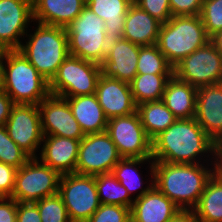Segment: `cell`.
Instances as JSON below:
<instances>
[{
    "label": "cell",
    "mask_w": 222,
    "mask_h": 222,
    "mask_svg": "<svg viewBox=\"0 0 222 222\" xmlns=\"http://www.w3.org/2000/svg\"><path fill=\"white\" fill-rule=\"evenodd\" d=\"M211 153L217 159L218 145L195 118L177 119L152 140V160L173 164H200L199 154ZM213 152V153H212Z\"/></svg>",
    "instance_id": "6da1fadb"
},
{
    "label": "cell",
    "mask_w": 222,
    "mask_h": 222,
    "mask_svg": "<svg viewBox=\"0 0 222 222\" xmlns=\"http://www.w3.org/2000/svg\"><path fill=\"white\" fill-rule=\"evenodd\" d=\"M154 186L181 210H193L198 204L208 180L217 171L199 164H173L151 160ZM213 171V172H212Z\"/></svg>",
    "instance_id": "7a4b0ae2"
},
{
    "label": "cell",
    "mask_w": 222,
    "mask_h": 222,
    "mask_svg": "<svg viewBox=\"0 0 222 222\" xmlns=\"http://www.w3.org/2000/svg\"><path fill=\"white\" fill-rule=\"evenodd\" d=\"M6 60L7 68L3 61ZM4 92L14 104L38 105L50 95L49 81L18 50L1 51Z\"/></svg>",
    "instance_id": "3957f363"
},
{
    "label": "cell",
    "mask_w": 222,
    "mask_h": 222,
    "mask_svg": "<svg viewBox=\"0 0 222 222\" xmlns=\"http://www.w3.org/2000/svg\"><path fill=\"white\" fill-rule=\"evenodd\" d=\"M29 37L26 45L21 44L18 51L50 82L69 55L66 28L38 23L34 34Z\"/></svg>",
    "instance_id": "277c9868"
},
{
    "label": "cell",
    "mask_w": 222,
    "mask_h": 222,
    "mask_svg": "<svg viewBox=\"0 0 222 222\" xmlns=\"http://www.w3.org/2000/svg\"><path fill=\"white\" fill-rule=\"evenodd\" d=\"M209 41L200 15L172 16L161 24L156 45L174 67Z\"/></svg>",
    "instance_id": "5b68a950"
},
{
    "label": "cell",
    "mask_w": 222,
    "mask_h": 222,
    "mask_svg": "<svg viewBox=\"0 0 222 222\" xmlns=\"http://www.w3.org/2000/svg\"><path fill=\"white\" fill-rule=\"evenodd\" d=\"M66 28L69 55L101 64L109 43L104 20L85 6Z\"/></svg>",
    "instance_id": "8992f818"
},
{
    "label": "cell",
    "mask_w": 222,
    "mask_h": 222,
    "mask_svg": "<svg viewBox=\"0 0 222 222\" xmlns=\"http://www.w3.org/2000/svg\"><path fill=\"white\" fill-rule=\"evenodd\" d=\"M100 76V64L68 55L49 82L50 94L62 98L95 94Z\"/></svg>",
    "instance_id": "52a82bcc"
},
{
    "label": "cell",
    "mask_w": 222,
    "mask_h": 222,
    "mask_svg": "<svg viewBox=\"0 0 222 222\" xmlns=\"http://www.w3.org/2000/svg\"><path fill=\"white\" fill-rule=\"evenodd\" d=\"M31 157L17 169L11 198L17 202H37L58 193L61 175L48 165Z\"/></svg>",
    "instance_id": "ba28073f"
},
{
    "label": "cell",
    "mask_w": 222,
    "mask_h": 222,
    "mask_svg": "<svg viewBox=\"0 0 222 222\" xmlns=\"http://www.w3.org/2000/svg\"><path fill=\"white\" fill-rule=\"evenodd\" d=\"M58 194L71 222H87L100 206L94 175H61Z\"/></svg>",
    "instance_id": "9c48e42d"
},
{
    "label": "cell",
    "mask_w": 222,
    "mask_h": 222,
    "mask_svg": "<svg viewBox=\"0 0 222 222\" xmlns=\"http://www.w3.org/2000/svg\"><path fill=\"white\" fill-rule=\"evenodd\" d=\"M173 75L194 87L222 82V54L209 41L173 67Z\"/></svg>",
    "instance_id": "30bf717a"
},
{
    "label": "cell",
    "mask_w": 222,
    "mask_h": 222,
    "mask_svg": "<svg viewBox=\"0 0 222 222\" xmlns=\"http://www.w3.org/2000/svg\"><path fill=\"white\" fill-rule=\"evenodd\" d=\"M106 132L122 158L152 159V140L146 134L137 111L108 119Z\"/></svg>",
    "instance_id": "8fae6325"
},
{
    "label": "cell",
    "mask_w": 222,
    "mask_h": 222,
    "mask_svg": "<svg viewBox=\"0 0 222 222\" xmlns=\"http://www.w3.org/2000/svg\"><path fill=\"white\" fill-rule=\"evenodd\" d=\"M121 159L106 131L86 134L79 143L75 173L94 176L110 173Z\"/></svg>",
    "instance_id": "7c38bea8"
},
{
    "label": "cell",
    "mask_w": 222,
    "mask_h": 222,
    "mask_svg": "<svg viewBox=\"0 0 222 222\" xmlns=\"http://www.w3.org/2000/svg\"><path fill=\"white\" fill-rule=\"evenodd\" d=\"M9 137L30 157H37L43 140L41 116L38 105L14 104L5 124Z\"/></svg>",
    "instance_id": "4fadbf2b"
},
{
    "label": "cell",
    "mask_w": 222,
    "mask_h": 222,
    "mask_svg": "<svg viewBox=\"0 0 222 222\" xmlns=\"http://www.w3.org/2000/svg\"><path fill=\"white\" fill-rule=\"evenodd\" d=\"M43 136H61L82 140L85 136L65 98L49 95L39 104Z\"/></svg>",
    "instance_id": "5bb4252c"
},
{
    "label": "cell",
    "mask_w": 222,
    "mask_h": 222,
    "mask_svg": "<svg viewBox=\"0 0 222 222\" xmlns=\"http://www.w3.org/2000/svg\"><path fill=\"white\" fill-rule=\"evenodd\" d=\"M33 21L32 0H0V51L18 50L28 22Z\"/></svg>",
    "instance_id": "9a60e30c"
},
{
    "label": "cell",
    "mask_w": 222,
    "mask_h": 222,
    "mask_svg": "<svg viewBox=\"0 0 222 222\" xmlns=\"http://www.w3.org/2000/svg\"><path fill=\"white\" fill-rule=\"evenodd\" d=\"M140 47L125 38L109 40L101 74L130 83L137 75Z\"/></svg>",
    "instance_id": "2e32d148"
},
{
    "label": "cell",
    "mask_w": 222,
    "mask_h": 222,
    "mask_svg": "<svg viewBox=\"0 0 222 222\" xmlns=\"http://www.w3.org/2000/svg\"><path fill=\"white\" fill-rule=\"evenodd\" d=\"M194 118L217 145L222 143V82L198 88Z\"/></svg>",
    "instance_id": "e0dca14e"
},
{
    "label": "cell",
    "mask_w": 222,
    "mask_h": 222,
    "mask_svg": "<svg viewBox=\"0 0 222 222\" xmlns=\"http://www.w3.org/2000/svg\"><path fill=\"white\" fill-rule=\"evenodd\" d=\"M151 182L134 199L131 222H170L181 210Z\"/></svg>",
    "instance_id": "ac0fdd59"
},
{
    "label": "cell",
    "mask_w": 222,
    "mask_h": 222,
    "mask_svg": "<svg viewBox=\"0 0 222 222\" xmlns=\"http://www.w3.org/2000/svg\"><path fill=\"white\" fill-rule=\"evenodd\" d=\"M95 94L108 119L128 116L137 111V104L127 82L101 74Z\"/></svg>",
    "instance_id": "d6986e66"
},
{
    "label": "cell",
    "mask_w": 222,
    "mask_h": 222,
    "mask_svg": "<svg viewBox=\"0 0 222 222\" xmlns=\"http://www.w3.org/2000/svg\"><path fill=\"white\" fill-rule=\"evenodd\" d=\"M41 162L60 175L75 173L80 140L61 136H43Z\"/></svg>",
    "instance_id": "ffe728a7"
},
{
    "label": "cell",
    "mask_w": 222,
    "mask_h": 222,
    "mask_svg": "<svg viewBox=\"0 0 222 222\" xmlns=\"http://www.w3.org/2000/svg\"><path fill=\"white\" fill-rule=\"evenodd\" d=\"M85 6L86 0H32L33 20L44 25L67 27Z\"/></svg>",
    "instance_id": "44dd1931"
},
{
    "label": "cell",
    "mask_w": 222,
    "mask_h": 222,
    "mask_svg": "<svg viewBox=\"0 0 222 222\" xmlns=\"http://www.w3.org/2000/svg\"><path fill=\"white\" fill-rule=\"evenodd\" d=\"M161 24L138 5L132 3L125 17L122 38L139 46L154 45L157 42Z\"/></svg>",
    "instance_id": "7402d4cb"
},
{
    "label": "cell",
    "mask_w": 222,
    "mask_h": 222,
    "mask_svg": "<svg viewBox=\"0 0 222 222\" xmlns=\"http://www.w3.org/2000/svg\"><path fill=\"white\" fill-rule=\"evenodd\" d=\"M84 134L106 131L108 118L100 106L96 94L64 97Z\"/></svg>",
    "instance_id": "603a6c76"
},
{
    "label": "cell",
    "mask_w": 222,
    "mask_h": 222,
    "mask_svg": "<svg viewBox=\"0 0 222 222\" xmlns=\"http://www.w3.org/2000/svg\"><path fill=\"white\" fill-rule=\"evenodd\" d=\"M197 90L173 75L166 84L162 101L177 119H191L196 113Z\"/></svg>",
    "instance_id": "cb8c5ba5"
},
{
    "label": "cell",
    "mask_w": 222,
    "mask_h": 222,
    "mask_svg": "<svg viewBox=\"0 0 222 222\" xmlns=\"http://www.w3.org/2000/svg\"><path fill=\"white\" fill-rule=\"evenodd\" d=\"M129 0H86V6L104 20L107 38H122Z\"/></svg>",
    "instance_id": "d4e9b609"
},
{
    "label": "cell",
    "mask_w": 222,
    "mask_h": 222,
    "mask_svg": "<svg viewBox=\"0 0 222 222\" xmlns=\"http://www.w3.org/2000/svg\"><path fill=\"white\" fill-rule=\"evenodd\" d=\"M193 211L201 222H222V174L219 171L208 180Z\"/></svg>",
    "instance_id": "484cf974"
},
{
    "label": "cell",
    "mask_w": 222,
    "mask_h": 222,
    "mask_svg": "<svg viewBox=\"0 0 222 222\" xmlns=\"http://www.w3.org/2000/svg\"><path fill=\"white\" fill-rule=\"evenodd\" d=\"M137 112L145 132L151 140L177 120L162 100L141 103L137 105Z\"/></svg>",
    "instance_id": "4316f807"
},
{
    "label": "cell",
    "mask_w": 222,
    "mask_h": 222,
    "mask_svg": "<svg viewBox=\"0 0 222 222\" xmlns=\"http://www.w3.org/2000/svg\"><path fill=\"white\" fill-rule=\"evenodd\" d=\"M173 74H137L129 83L137 105L145 102L160 101L166 84Z\"/></svg>",
    "instance_id": "83f0119b"
},
{
    "label": "cell",
    "mask_w": 222,
    "mask_h": 222,
    "mask_svg": "<svg viewBox=\"0 0 222 222\" xmlns=\"http://www.w3.org/2000/svg\"><path fill=\"white\" fill-rule=\"evenodd\" d=\"M100 204H112L132 208L133 200L126 188L110 173L95 175Z\"/></svg>",
    "instance_id": "f1b7e54d"
},
{
    "label": "cell",
    "mask_w": 222,
    "mask_h": 222,
    "mask_svg": "<svg viewBox=\"0 0 222 222\" xmlns=\"http://www.w3.org/2000/svg\"><path fill=\"white\" fill-rule=\"evenodd\" d=\"M137 74H173V66L156 44L141 46L137 61Z\"/></svg>",
    "instance_id": "f546056e"
},
{
    "label": "cell",
    "mask_w": 222,
    "mask_h": 222,
    "mask_svg": "<svg viewBox=\"0 0 222 222\" xmlns=\"http://www.w3.org/2000/svg\"><path fill=\"white\" fill-rule=\"evenodd\" d=\"M151 159L144 158H122L113 168L112 174L126 188L129 195L133 191L141 188L142 182L140 174L136 169L137 165ZM135 166V168H133Z\"/></svg>",
    "instance_id": "4dcf8cb0"
},
{
    "label": "cell",
    "mask_w": 222,
    "mask_h": 222,
    "mask_svg": "<svg viewBox=\"0 0 222 222\" xmlns=\"http://www.w3.org/2000/svg\"><path fill=\"white\" fill-rule=\"evenodd\" d=\"M31 157L10 137L5 125H0V162L12 165L17 169Z\"/></svg>",
    "instance_id": "1f68e13d"
},
{
    "label": "cell",
    "mask_w": 222,
    "mask_h": 222,
    "mask_svg": "<svg viewBox=\"0 0 222 222\" xmlns=\"http://www.w3.org/2000/svg\"><path fill=\"white\" fill-rule=\"evenodd\" d=\"M34 203L39 210L41 222H71L63 200L58 193Z\"/></svg>",
    "instance_id": "d6a6232c"
},
{
    "label": "cell",
    "mask_w": 222,
    "mask_h": 222,
    "mask_svg": "<svg viewBox=\"0 0 222 222\" xmlns=\"http://www.w3.org/2000/svg\"><path fill=\"white\" fill-rule=\"evenodd\" d=\"M200 17L209 37L222 30V0H203Z\"/></svg>",
    "instance_id": "836d02e7"
},
{
    "label": "cell",
    "mask_w": 222,
    "mask_h": 222,
    "mask_svg": "<svg viewBox=\"0 0 222 222\" xmlns=\"http://www.w3.org/2000/svg\"><path fill=\"white\" fill-rule=\"evenodd\" d=\"M87 222H131V208L112 204H100Z\"/></svg>",
    "instance_id": "e575fe53"
},
{
    "label": "cell",
    "mask_w": 222,
    "mask_h": 222,
    "mask_svg": "<svg viewBox=\"0 0 222 222\" xmlns=\"http://www.w3.org/2000/svg\"><path fill=\"white\" fill-rule=\"evenodd\" d=\"M135 4L162 24L172 17L169 0H137Z\"/></svg>",
    "instance_id": "d590c367"
},
{
    "label": "cell",
    "mask_w": 222,
    "mask_h": 222,
    "mask_svg": "<svg viewBox=\"0 0 222 222\" xmlns=\"http://www.w3.org/2000/svg\"><path fill=\"white\" fill-rule=\"evenodd\" d=\"M203 0H169L172 16H198Z\"/></svg>",
    "instance_id": "8d00e7d4"
},
{
    "label": "cell",
    "mask_w": 222,
    "mask_h": 222,
    "mask_svg": "<svg viewBox=\"0 0 222 222\" xmlns=\"http://www.w3.org/2000/svg\"><path fill=\"white\" fill-rule=\"evenodd\" d=\"M17 168L0 162V198L11 197L15 185Z\"/></svg>",
    "instance_id": "74e56055"
},
{
    "label": "cell",
    "mask_w": 222,
    "mask_h": 222,
    "mask_svg": "<svg viewBox=\"0 0 222 222\" xmlns=\"http://www.w3.org/2000/svg\"><path fill=\"white\" fill-rule=\"evenodd\" d=\"M16 222H41L37 205L32 202H17Z\"/></svg>",
    "instance_id": "f35d334b"
},
{
    "label": "cell",
    "mask_w": 222,
    "mask_h": 222,
    "mask_svg": "<svg viewBox=\"0 0 222 222\" xmlns=\"http://www.w3.org/2000/svg\"><path fill=\"white\" fill-rule=\"evenodd\" d=\"M17 201L11 197L0 198V222H16Z\"/></svg>",
    "instance_id": "ab89813d"
},
{
    "label": "cell",
    "mask_w": 222,
    "mask_h": 222,
    "mask_svg": "<svg viewBox=\"0 0 222 222\" xmlns=\"http://www.w3.org/2000/svg\"><path fill=\"white\" fill-rule=\"evenodd\" d=\"M14 105L12 99L5 93H0V125H5Z\"/></svg>",
    "instance_id": "60d3db41"
},
{
    "label": "cell",
    "mask_w": 222,
    "mask_h": 222,
    "mask_svg": "<svg viewBox=\"0 0 222 222\" xmlns=\"http://www.w3.org/2000/svg\"><path fill=\"white\" fill-rule=\"evenodd\" d=\"M170 222H201L193 210H180Z\"/></svg>",
    "instance_id": "b9f144b4"
},
{
    "label": "cell",
    "mask_w": 222,
    "mask_h": 222,
    "mask_svg": "<svg viewBox=\"0 0 222 222\" xmlns=\"http://www.w3.org/2000/svg\"><path fill=\"white\" fill-rule=\"evenodd\" d=\"M210 41L214 44L216 50L222 54V30L212 35Z\"/></svg>",
    "instance_id": "7bdbcfd3"
},
{
    "label": "cell",
    "mask_w": 222,
    "mask_h": 222,
    "mask_svg": "<svg viewBox=\"0 0 222 222\" xmlns=\"http://www.w3.org/2000/svg\"><path fill=\"white\" fill-rule=\"evenodd\" d=\"M220 159V160H219ZM217 171L222 174V143L218 145L217 152Z\"/></svg>",
    "instance_id": "ee69618b"
},
{
    "label": "cell",
    "mask_w": 222,
    "mask_h": 222,
    "mask_svg": "<svg viewBox=\"0 0 222 222\" xmlns=\"http://www.w3.org/2000/svg\"><path fill=\"white\" fill-rule=\"evenodd\" d=\"M1 92H4V87H3V70H2L1 51H0V93Z\"/></svg>",
    "instance_id": "f6af8a7d"
},
{
    "label": "cell",
    "mask_w": 222,
    "mask_h": 222,
    "mask_svg": "<svg viewBox=\"0 0 222 222\" xmlns=\"http://www.w3.org/2000/svg\"><path fill=\"white\" fill-rule=\"evenodd\" d=\"M131 3H135L137 0H129Z\"/></svg>",
    "instance_id": "bcb514c9"
}]
</instances>
